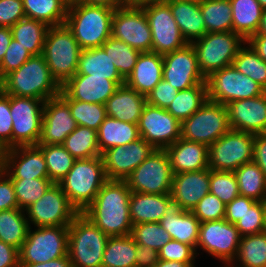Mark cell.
<instances>
[{"instance_id":"obj_1","label":"cell","mask_w":266,"mask_h":267,"mask_svg":"<svg viewBox=\"0 0 266 267\" xmlns=\"http://www.w3.org/2000/svg\"><path fill=\"white\" fill-rule=\"evenodd\" d=\"M131 190L125 181L108 180L97 193L94 201L81 212L106 235H129Z\"/></svg>"},{"instance_id":"obj_2","label":"cell","mask_w":266,"mask_h":267,"mask_svg":"<svg viewBox=\"0 0 266 267\" xmlns=\"http://www.w3.org/2000/svg\"><path fill=\"white\" fill-rule=\"evenodd\" d=\"M0 89L7 95L44 102L61 92V86L52 77L42 54L30 57L19 69L7 74L0 81Z\"/></svg>"},{"instance_id":"obj_3","label":"cell","mask_w":266,"mask_h":267,"mask_svg":"<svg viewBox=\"0 0 266 267\" xmlns=\"http://www.w3.org/2000/svg\"><path fill=\"white\" fill-rule=\"evenodd\" d=\"M114 10L102 5L69 3L65 25L81 50L101 47L111 36Z\"/></svg>"},{"instance_id":"obj_4","label":"cell","mask_w":266,"mask_h":267,"mask_svg":"<svg viewBox=\"0 0 266 267\" xmlns=\"http://www.w3.org/2000/svg\"><path fill=\"white\" fill-rule=\"evenodd\" d=\"M107 181L102 157L98 156L75 160L71 170L58 184L69 202L81 213L94 201Z\"/></svg>"},{"instance_id":"obj_5","label":"cell","mask_w":266,"mask_h":267,"mask_svg":"<svg viewBox=\"0 0 266 267\" xmlns=\"http://www.w3.org/2000/svg\"><path fill=\"white\" fill-rule=\"evenodd\" d=\"M80 51L78 42L65 24L49 28L42 55L60 86L77 72Z\"/></svg>"},{"instance_id":"obj_6","label":"cell","mask_w":266,"mask_h":267,"mask_svg":"<svg viewBox=\"0 0 266 267\" xmlns=\"http://www.w3.org/2000/svg\"><path fill=\"white\" fill-rule=\"evenodd\" d=\"M108 238V235L79 213L68 226V257L72 267L102 265Z\"/></svg>"},{"instance_id":"obj_7","label":"cell","mask_w":266,"mask_h":267,"mask_svg":"<svg viewBox=\"0 0 266 267\" xmlns=\"http://www.w3.org/2000/svg\"><path fill=\"white\" fill-rule=\"evenodd\" d=\"M246 40L233 31L206 33L191 43L195 49L198 66L205 78L213 72L232 65Z\"/></svg>"},{"instance_id":"obj_8","label":"cell","mask_w":266,"mask_h":267,"mask_svg":"<svg viewBox=\"0 0 266 267\" xmlns=\"http://www.w3.org/2000/svg\"><path fill=\"white\" fill-rule=\"evenodd\" d=\"M29 227L19 249V264L48 262L68 255V226Z\"/></svg>"},{"instance_id":"obj_9","label":"cell","mask_w":266,"mask_h":267,"mask_svg":"<svg viewBox=\"0 0 266 267\" xmlns=\"http://www.w3.org/2000/svg\"><path fill=\"white\" fill-rule=\"evenodd\" d=\"M230 130L226 105L207 100L181 123V138L209 147Z\"/></svg>"},{"instance_id":"obj_10","label":"cell","mask_w":266,"mask_h":267,"mask_svg":"<svg viewBox=\"0 0 266 267\" xmlns=\"http://www.w3.org/2000/svg\"><path fill=\"white\" fill-rule=\"evenodd\" d=\"M173 173L165 149H155L124 180L131 192L170 194Z\"/></svg>"},{"instance_id":"obj_11","label":"cell","mask_w":266,"mask_h":267,"mask_svg":"<svg viewBox=\"0 0 266 267\" xmlns=\"http://www.w3.org/2000/svg\"><path fill=\"white\" fill-rule=\"evenodd\" d=\"M255 135L230 130L209 146L208 168L214 171L234 172L253 160Z\"/></svg>"},{"instance_id":"obj_12","label":"cell","mask_w":266,"mask_h":267,"mask_svg":"<svg viewBox=\"0 0 266 267\" xmlns=\"http://www.w3.org/2000/svg\"><path fill=\"white\" fill-rule=\"evenodd\" d=\"M139 5L150 25L152 52L164 55L188 44L172 16L170 6L164 0L147 1Z\"/></svg>"},{"instance_id":"obj_13","label":"cell","mask_w":266,"mask_h":267,"mask_svg":"<svg viewBox=\"0 0 266 267\" xmlns=\"http://www.w3.org/2000/svg\"><path fill=\"white\" fill-rule=\"evenodd\" d=\"M9 104L13 120L12 148L38 145L45 102L31 97L9 95Z\"/></svg>"},{"instance_id":"obj_14","label":"cell","mask_w":266,"mask_h":267,"mask_svg":"<svg viewBox=\"0 0 266 267\" xmlns=\"http://www.w3.org/2000/svg\"><path fill=\"white\" fill-rule=\"evenodd\" d=\"M206 83L208 100L223 105L236 100L255 98L265 92L255 81L239 72L233 65L213 72L206 78Z\"/></svg>"},{"instance_id":"obj_15","label":"cell","mask_w":266,"mask_h":267,"mask_svg":"<svg viewBox=\"0 0 266 267\" xmlns=\"http://www.w3.org/2000/svg\"><path fill=\"white\" fill-rule=\"evenodd\" d=\"M111 36L140 52L152 49L150 25L140 5L127 4L114 10Z\"/></svg>"},{"instance_id":"obj_16","label":"cell","mask_w":266,"mask_h":267,"mask_svg":"<svg viewBox=\"0 0 266 267\" xmlns=\"http://www.w3.org/2000/svg\"><path fill=\"white\" fill-rule=\"evenodd\" d=\"M25 214L28 217L29 227L42 226H69L79 214L69 202L59 184H53L44 195L34 204H31Z\"/></svg>"},{"instance_id":"obj_17","label":"cell","mask_w":266,"mask_h":267,"mask_svg":"<svg viewBox=\"0 0 266 267\" xmlns=\"http://www.w3.org/2000/svg\"><path fill=\"white\" fill-rule=\"evenodd\" d=\"M241 240L235 224L225 219L205 221L200 223L197 249L216 257L223 264L232 263L236 258Z\"/></svg>"},{"instance_id":"obj_18","label":"cell","mask_w":266,"mask_h":267,"mask_svg":"<svg viewBox=\"0 0 266 267\" xmlns=\"http://www.w3.org/2000/svg\"><path fill=\"white\" fill-rule=\"evenodd\" d=\"M137 125L140 137L155 149H165L181 138V123L166 109L148 103Z\"/></svg>"},{"instance_id":"obj_19","label":"cell","mask_w":266,"mask_h":267,"mask_svg":"<svg viewBox=\"0 0 266 267\" xmlns=\"http://www.w3.org/2000/svg\"><path fill=\"white\" fill-rule=\"evenodd\" d=\"M163 79L178 91L207 84L192 44L163 55Z\"/></svg>"},{"instance_id":"obj_20","label":"cell","mask_w":266,"mask_h":267,"mask_svg":"<svg viewBox=\"0 0 266 267\" xmlns=\"http://www.w3.org/2000/svg\"><path fill=\"white\" fill-rule=\"evenodd\" d=\"M155 148L142 137L125 146H115L101 154L108 180L124 181Z\"/></svg>"},{"instance_id":"obj_21","label":"cell","mask_w":266,"mask_h":267,"mask_svg":"<svg viewBox=\"0 0 266 267\" xmlns=\"http://www.w3.org/2000/svg\"><path fill=\"white\" fill-rule=\"evenodd\" d=\"M0 168L11 179L48 178L46 160L36 146H19L0 153Z\"/></svg>"},{"instance_id":"obj_22","label":"cell","mask_w":266,"mask_h":267,"mask_svg":"<svg viewBox=\"0 0 266 267\" xmlns=\"http://www.w3.org/2000/svg\"><path fill=\"white\" fill-rule=\"evenodd\" d=\"M69 105L58 95L45 101L38 145H61L77 127Z\"/></svg>"},{"instance_id":"obj_23","label":"cell","mask_w":266,"mask_h":267,"mask_svg":"<svg viewBox=\"0 0 266 267\" xmlns=\"http://www.w3.org/2000/svg\"><path fill=\"white\" fill-rule=\"evenodd\" d=\"M119 86L105 77H90L75 74L61 86L60 97L63 100H77L105 105Z\"/></svg>"},{"instance_id":"obj_24","label":"cell","mask_w":266,"mask_h":267,"mask_svg":"<svg viewBox=\"0 0 266 267\" xmlns=\"http://www.w3.org/2000/svg\"><path fill=\"white\" fill-rule=\"evenodd\" d=\"M231 130L252 133L266 132V91L255 98L226 104Z\"/></svg>"},{"instance_id":"obj_25","label":"cell","mask_w":266,"mask_h":267,"mask_svg":"<svg viewBox=\"0 0 266 267\" xmlns=\"http://www.w3.org/2000/svg\"><path fill=\"white\" fill-rule=\"evenodd\" d=\"M209 168L173 174L171 198L184 211H192L198 202L210 192Z\"/></svg>"},{"instance_id":"obj_26","label":"cell","mask_w":266,"mask_h":267,"mask_svg":"<svg viewBox=\"0 0 266 267\" xmlns=\"http://www.w3.org/2000/svg\"><path fill=\"white\" fill-rule=\"evenodd\" d=\"M159 223L172 239L196 249L200 221L191 211H184L177 201L172 198L168 201Z\"/></svg>"},{"instance_id":"obj_27","label":"cell","mask_w":266,"mask_h":267,"mask_svg":"<svg viewBox=\"0 0 266 267\" xmlns=\"http://www.w3.org/2000/svg\"><path fill=\"white\" fill-rule=\"evenodd\" d=\"M173 174L208 168L209 147L202 143L180 138L165 148Z\"/></svg>"},{"instance_id":"obj_28","label":"cell","mask_w":266,"mask_h":267,"mask_svg":"<svg viewBox=\"0 0 266 267\" xmlns=\"http://www.w3.org/2000/svg\"><path fill=\"white\" fill-rule=\"evenodd\" d=\"M163 78V55L141 52L125 84L138 93L148 96Z\"/></svg>"},{"instance_id":"obj_29","label":"cell","mask_w":266,"mask_h":267,"mask_svg":"<svg viewBox=\"0 0 266 267\" xmlns=\"http://www.w3.org/2000/svg\"><path fill=\"white\" fill-rule=\"evenodd\" d=\"M188 44L206 34L199 0H164Z\"/></svg>"},{"instance_id":"obj_30","label":"cell","mask_w":266,"mask_h":267,"mask_svg":"<svg viewBox=\"0 0 266 267\" xmlns=\"http://www.w3.org/2000/svg\"><path fill=\"white\" fill-rule=\"evenodd\" d=\"M146 103V96L124 84L106 101L105 109L109 117L138 124Z\"/></svg>"},{"instance_id":"obj_31","label":"cell","mask_w":266,"mask_h":267,"mask_svg":"<svg viewBox=\"0 0 266 267\" xmlns=\"http://www.w3.org/2000/svg\"><path fill=\"white\" fill-rule=\"evenodd\" d=\"M171 194H144L131 192L129 210L132 225L159 222L166 210Z\"/></svg>"},{"instance_id":"obj_32","label":"cell","mask_w":266,"mask_h":267,"mask_svg":"<svg viewBox=\"0 0 266 267\" xmlns=\"http://www.w3.org/2000/svg\"><path fill=\"white\" fill-rule=\"evenodd\" d=\"M75 74L105 77V79L114 81L118 86L125 84V79L101 47L80 51L78 68Z\"/></svg>"},{"instance_id":"obj_33","label":"cell","mask_w":266,"mask_h":267,"mask_svg":"<svg viewBox=\"0 0 266 267\" xmlns=\"http://www.w3.org/2000/svg\"><path fill=\"white\" fill-rule=\"evenodd\" d=\"M140 138L138 125L107 116L97 130V141L102 154L115 147L125 146Z\"/></svg>"},{"instance_id":"obj_34","label":"cell","mask_w":266,"mask_h":267,"mask_svg":"<svg viewBox=\"0 0 266 267\" xmlns=\"http://www.w3.org/2000/svg\"><path fill=\"white\" fill-rule=\"evenodd\" d=\"M232 6L233 32L247 40L256 34L263 8L258 0H229Z\"/></svg>"},{"instance_id":"obj_35","label":"cell","mask_w":266,"mask_h":267,"mask_svg":"<svg viewBox=\"0 0 266 267\" xmlns=\"http://www.w3.org/2000/svg\"><path fill=\"white\" fill-rule=\"evenodd\" d=\"M26 18L49 27L65 24L70 0H22Z\"/></svg>"},{"instance_id":"obj_36","label":"cell","mask_w":266,"mask_h":267,"mask_svg":"<svg viewBox=\"0 0 266 267\" xmlns=\"http://www.w3.org/2000/svg\"><path fill=\"white\" fill-rule=\"evenodd\" d=\"M49 26L43 22L24 18L10 29L12 38L20 43L32 56L41 55Z\"/></svg>"},{"instance_id":"obj_37","label":"cell","mask_w":266,"mask_h":267,"mask_svg":"<svg viewBox=\"0 0 266 267\" xmlns=\"http://www.w3.org/2000/svg\"><path fill=\"white\" fill-rule=\"evenodd\" d=\"M29 229L25 211L19 208L0 211V241L20 249Z\"/></svg>"},{"instance_id":"obj_38","label":"cell","mask_w":266,"mask_h":267,"mask_svg":"<svg viewBox=\"0 0 266 267\" xmlns=\"http://www.w3.org/2000/svg\"><path fill=\"white\" fill-rule=\"evenodd\" d=\"M136 243L129 235L110 236L103 253L105 267H135Z\"/></svg>"},{"instance_id":"obj_39","label":"cell","mask_w":266,"mask_h":267,"mask_svg":"<svg viewBox=\"0 0 266 267\" xmlns=\"http://www.w3.org/2000/svg\"><path fill=\"white\" fill-rule=\"evenodd\" d=\"M206 33L233 31L232 6L229 0H199Z\"/></svg>"},{"instance_id":"obj_40","label":"cell","mask_w":266,"mask_h":267,"mask_svg":"<svg viewBox=\"0 0 266 267\" xmlns=\"http://www.w3.org/2000/svg\"><path fill=\"white\" fill-rule=\"evenodd\" d=\"M207 100V84H198L178 91L176 98L166 110L182 123L199 110Z\"/></svg>"},{"instance_id":"obj_41","label":"cell","mask_w":266,"mask_h":267,"mask_svg":"<svg viewBox=\"0 0 266 267\" xmlns=\"http://www.w3.org/2000/svg\"><path fill=\"white\" fill-rule=\"evenodd\" d=\"M239 195L255 201H266V177L253 161L241 165L234 171Z\"/></svg>"},{"instance_id":"obj_42","label":"cell","mask_w":266,"mask_h":267,"mask_svg":"<svg viewBox=\"0 0 266 267\" xmlns=\"http://www.w3.org/2000/svg\"><path fill=\"white\" fill-rule=\"evenodd\" d=\"M231 264H236L235 267H266V233L241 237L236 258Z\"/></svg>"},{"instance_id":"obj_43","label":"cell","mask_w":266,"mask_h":267,"mask_svg":"<svg viewBox=\"0 0 266 267\" xmlns=\"http://www.w3.org/2000/svg\"><path fill=\"white\" fill-rule=\"evenodd\" d=\"M62 145L76 160L101 156L97 131L92 128L78 125Z\"/></svg>"},{"instance_id":"obj_44","label":"cell","mask_w":266,"mask_h":267,"mask_svg":"<svg viewBox=\"0 0 266 267\" xmlns=\"http://www.w3.org/2000/svg\"><path fill=\"white\" fill-rule=\"evenodd\" d=\"M101 48L106 55H109L120 75L126 80L132 73L141 52L112 36L103 43Z\"/></svg>"},{"instance_id":"obj_45","label":"cell","mask_w":266,"mask_h":267,"mask_svg":"<svg viewBox=\"0 0 266 267\" xmlns=\"http://www.w3.org/2000/svg\"><path fill=\"white\" fill-rule=\"evenodd\" d=\"M247 43H244L233 61V66L242 74L250 77L266 91V62Z\"/></svg>"},{"instance_id":"obj_46","label":"cell","mask_w":266,"mask_h":267,"mask_svg":"<svg viewBox=\"0 0 266 267\" xmlns=\"http://www.w3.org/2000/svg\"><path fill=\"white\" fill-rule=\"evenodd\" d=\"M43 152L48 171V178L58 184L71 170L76 160L61 145H37Z\"/></svg>"},{"instance_id":"obj_47","label":"cell","mask_w":266,"mask_h":267,"mask_svg":"<svg viewBox=\"0 0 266 267\" xmlns=\"http://www.w3.org/2000/svg\"><path fill=\"white\" fill-rule=\"evenodd\" d=\"M19 209L26 210L54 184L49 178L11 179Z\"/></svg>"},{"instance_id":"obj_48","label":"cell","mask_w":266,"mask_h":267,"mask_svg":"<svg viewBox=\"0 0 266 267\" xmlns=\"http://www.w3.org/2000/svg\"><path fill=\"white\" fill-rule=\"evenodd\" d=\"M64 101L69 105L71 115L79 126L92 128L97 131L107 117L105 105L103 104H91L77 100Z\"/></svg>"},{"instance_id":"obj_49","label":"cell","mask_w":266,"mask_h":267,"mask_svg":"<svg viewBox=\"0 0 266 267\" xmlns=\"http://www.w3.org/2000/svg\"><path fill=\"white\" fill-rule=\"evenodd\" d=\"M130 236L136 244L159 251L172 238L159 222L134 224Z\"/></svg>"},{"instance_id":"obj_50","label":"cell","mask_w":266,"mask_h":267,"mask_svg":"<svg viewBox=\"0 0 266 267\" xmlns=\"http://www.w3.org/2000/svg\"><path fill=\"white\" fill-rule=\"evenodd\" d=\"M210 193L216 195L225 205L239 196V187L234 172L209 169Z\"/></svg>"},{"instance_id":"obj_51","label":"cell","mask_w":266,"mask_h":267,"mask_svg":"<svg viewBox=\"0 0 266 267\" xmlns=\"http://www.w3.org/2000/svg\"><path fill=\"white\" fill-rule=\"evenodd\" d=\"M266 201H255L235 223L241 237L264 232Z\"/></svg>"},{"instance_id":"obj_52","label":"cell","mask_w":266,"mask_h":267,"mask_svg":"<svg viewBox=\"0 0 266 267\" xmlns=\"http://www.w3.org/2000/svg\"><path fill=\"white\" fill-rule=\"evenodd\" d=\"M200 221L221 220L225 218L226 205L216 196L207 193L191 211Z\"/></svg>"},{"instance_id":"obj_53","label":"cell","mask_w":266,"mask_h":267,"mask_svg":"<svg viewBox=\"0 0 266 267\" xmlns=\"http://www.w3.org/2000/svg\"><path fill=\"white\" fill-rule=\"evenodd\" d=\"M32 55L12 38L0 63V81L10 72L19 69Z\"/></svg>"},{"instance_id":"obj_54","label":"cell","mask_w":266,"mask_h":267,"mask_svg":"<svg viewBox=\"0 0 266 267\" xmlns=\"http://www.w3.org/2000/svg\"><path fill=\"white\" fill-rule=\"evenodd\" d=\"M197 255H199V253H196V249L193 246L174 239L168 241L159 250V258L166 261L195 263Z\"/></svg>"},{"instance_id":"obj_55","label":"cell","mask_w":266,"mask_h":267,"mask_svg":"<svg viewBox=\"0 0 266 267\" xmlns=\"http://www.w3.org/2000/svg\"><path fill=\"white\" fill-rule=\"evenodd\" d=\"M12 128L9 95L0 89V153L12 148Z\"/></svg>"},{"instance_id":"obj_56","label":"cell","mask_w":266,"mask_h":267,"mask_svg":"<svg viewBox=\"0 0 266 267\" xmlns=\"http://www.w3.org/2000/svg\"><path fill=\"white\" fill-rule=\"evenodd\" d=\"M26 18L22 0H0V27L11 28Z\"/></svg>"},{"instance_id":"obj_57","label":"cell","mask_w":266,"mask_h":267,"mask_svg":"<svg viewBox=\"0 0 266 267\" xmlns=\"http://www.w3.org/2000/svg\"><path fill=\"white\" fill-rule=\"evenodd\" d=\"M177 93L178 90L162 78L146 97V100L148 104L167 109L176 98Z\"/></svg>"},{"instance_id":"obj_58","label":"cell","mask_w":266,"mask_h":267,"mask_svg":"<svg viewBox=\"0 0 266 267\" xmlns=\"http://www.w3.org/2000/svg\"><path fill=\"white\" fill-rule=\"evenodd\" d=\"M19 208L11 178L0 168V211Z\"/></svg>"},{"instance_id":"obj_59","label":"cell","mask_w":266,"mask_h":267,"mask_svg":"<svg viewBox=\"0 0 266 267\" xmlns=\"http://www.w3.org/2000/svg\"><path fill=\"white\" fill-rule=\"evenodd\" d=\"M255 200L245 197L237 196L229 204L226 205L225 220L235 224L245 213L246 209L249 208Z\"/></svg>"},{"instance_id":"obj_60","label":"cell","mask_w":266,"mask_h":267,"mask_svg":"<svg viewBox=\"0 0 266 267\" xmlns=\"http://www.w3.org/2000/svg\"><path fill=\"white\" fill-rule=\"evenodd\" d=\"M135 267H155L159 258V251L148 246L136 244Z\"/></svg>"},{"instance_id":"obj_61","label":"cell","mask_w":266,"mask_h":267,"mask_svg":"<svg viewBox=\"0 0 266 267\" xmlns=\"http://www.w3.org/2000/svg\"><path fill=\"white\" fill-rule=\"evenodd\" d=\"M266 177V132L256 134L254 137L253 160Z\"/></svg>"},{"instance_id":"obj_62","label":"cell","mask_w":266,"mask_h":267,"mask_svg":"<svg viewBox=\"0 0 266 267\" xmlns=\"http://www.w3.org/2000/svg\"><path fill=\"white\" fill-rule=\"evenodd\" d=\"M0 267H20L19 250L0 241Z\"/></svg>"},{"instance_id":"obj_63","label":"cell","mask_w":266,"mask_h":267,"mask_svg":"<svg viewBox=\"0 0 266 267\" xmlns=\"http://www.w3.org/2000/svg\"><path fill=\"white\" fill-rule=\"evenodd\" d=\"M246 43L266 62V34H254L246 40Z\"/></svg>"},{"instance_id":"obj_64","label":"cell","mask_w":266,"mask_h":267,"mask_svg":"<svg viewBox=\"0 0 266 267\" xmlns=\"http://www.w3.org/2000/svg\"><path fill=\"white\" fill-rule=\"evenodd\" d=\"M20 267H72V263L68 255L60 257L48 262L36 263V264H19Z\"/></svg>"},{"instance_id":"obj_65","label":"cell","mask_w":266,"mask_h":267,"mask_svg":"<svg viewBox=\"0 0 266 267\" xmlns=\"http://www.w3.org/2000/svg\"><path fill=\"white\" fill-rule=\"evenodd\" d=\"M69 3H81L89 5H102L112 9L127 5L125 0H71Z\"/></svg>"},{"instance_id":"obj_66","label":"cell","mask_w":266,"mask_h":267,"mask_svg":"<svg viewBox=\"0 0 266 267\" xmlns=\"http://www.w3.org/2000/svg\"><path fill=\"white\" fill-rule=\"evenodd\" d=\"M11 40V29L8 27H0V63L4 57V54L8 50Z\"/></svg>"},{"instance_id":"obj_67","label":"cell","mask_w":266,"mask_h":267,"mask_svg":"<svg viewBox=\"0 0 266 267\" xmlns=\"http://www.w3.org/2000/svg\"><path fill=\"white\" fill-rule=\"evenodd\" d=\"M195 263H185L178 261H166L160 259L155 267H195Z\"/></svg>"},{"instance_id":"obj_68","label":"cell","mask_w":266,"mask_h":267,"mask_svg":"<svg viewBox=\"0 0 266 267\" xmlns=\"http://www.w3.org/2000/svg\"><path fill=\"white\" fill-rule=\"evenodd\" d=\"M256 34H266V8L262 11L261 24Z\"/></svg>"},{"instance_id":"obj_69","label":"cell","mask_w":266,"mask_h":267,"mask_svg":"<svg viewBox=\"0 0 266 267\" xmlns=\"http://www.w3.org/2000/svg\"><path fill=\"white\" fill-rule=\"evenodd\" d=\"M147 1H154V0H125L126 4H136V5H139Z\"/></svg>"},{"instance_id":"obj_70","label":"cell","mask_w":266,"mask_h":267,"mask_svg":"<svg viewBox=\"0 0 266 267\" xmlns=\"http://www.w3.org/2000/svg\"><path fill=\"white\" fill-rule=\"evenodd\" d=\"M258 2L260 3V5H261V7H262L263 9L266 8V0H258Z\"/></svg>"},{"instance_id":"obj_71","label":"cell","mask_w":266,"mask_h":267,"mask_svg":"<svg viewBox=\"0 0 266 267\" xmlns=\"http://www.w3.org/2000/svg\"><path fill=\"white\" fill-rule=\"evenodd\" d=\"M224 267H234L231 263L224 264Z\"/></svg>"},{"instance_id":"obj_72","label":"cell","mask_w":266,"mask_h":267,"mask_svg":"<svg viewBox=\"0 0 266 267\" xmlns=\"http://www.w3.org/2000/svg\"><path fill=\"white\" fill-rule=\"evenodd\" d=\"M264 232L266 233V215H265V226H264Z\"/></svg>"}]
</instances>
